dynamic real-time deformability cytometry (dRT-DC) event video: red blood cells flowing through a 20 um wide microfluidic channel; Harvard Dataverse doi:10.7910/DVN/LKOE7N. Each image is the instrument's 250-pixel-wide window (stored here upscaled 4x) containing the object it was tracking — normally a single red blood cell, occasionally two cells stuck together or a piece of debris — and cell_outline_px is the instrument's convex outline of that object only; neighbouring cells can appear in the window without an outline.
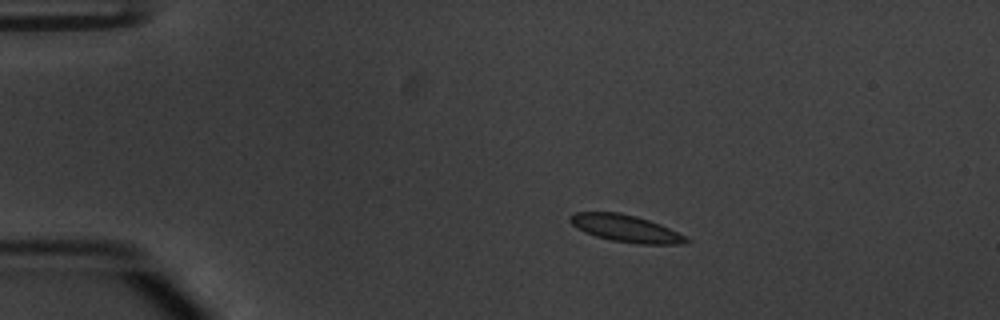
{"species": "common noctule bat (a hibernating species)", "species_latin": "Nyctalus noctula", "temperature_condition": "warm", "stored_images_in_passage": 44, "camera_frame_rate_fps": 3000, "um_per_image_px": 0.085, "animal": {"sex": "male", "body_mass_g": 20.1, "forearm_length_mm": 53.5}, "frame": {"image": 1, "passage_image": 1, "time_ms": 0.0, "image_size_px": [1000, 320], "cell_outline_px": [[692, 240], [684, 244], [636, 244], [612, 240], [596, 236], [584, 232], [576, 228], [568, 220], [568, 216], [576, 212], [620, 212], [636, 216], [660, 224]], "centroid_in_image_um": [53.15, 19.41], "position_along_channel_um": 31.8, "area_um2": 18.32}}
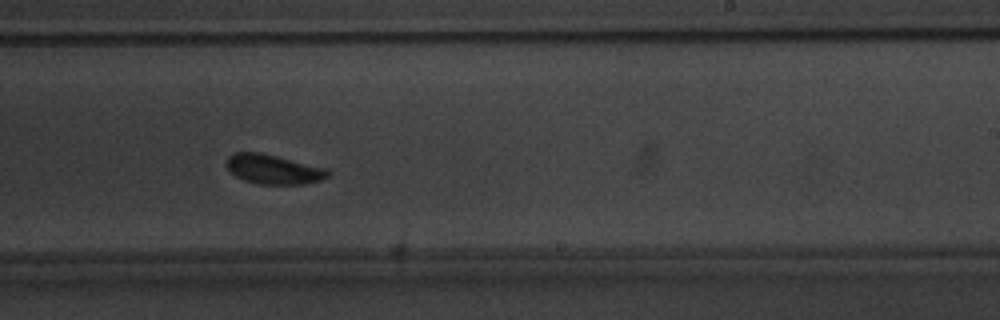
{"frame": {"image": 2, "passage_image": 24, "time_ms": 7.667, "image_size_px": [1000, 320], "cell_outline_px": [[332, 172], [328, 176], [320, 180], [304, 184], [256, 184], [244, 180], [236, 176], [224, 164], [228, 156], [232, 152], [260, 152], [328, 168]], "centroid_in_image_um": [23.24, 14.38], "position_along_channel_um": 265.8, "area_um2": 17.63}}
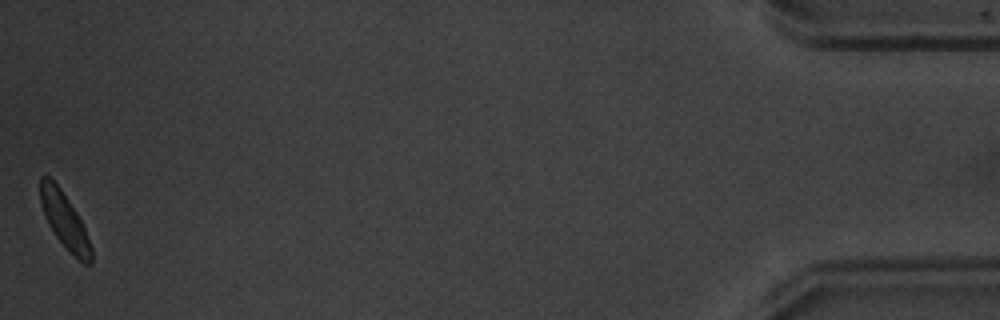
{"frame": {"image": 3, "passage_image": 44, "time_ms": 14.333, "image_size_px": [1000, 320], "cell_outline_px": [[92, 264], [84, 264], [56, 236], [48, 224], [44, 216], [40, 204], [40, 176], [48, 176], [60, 188], [76, 212], [84, 228], [92, 248]], "centroid_in_image_um": [5.47, 18.71], "position_along_channel_um": 429.7, "area_um2": 16.01}}